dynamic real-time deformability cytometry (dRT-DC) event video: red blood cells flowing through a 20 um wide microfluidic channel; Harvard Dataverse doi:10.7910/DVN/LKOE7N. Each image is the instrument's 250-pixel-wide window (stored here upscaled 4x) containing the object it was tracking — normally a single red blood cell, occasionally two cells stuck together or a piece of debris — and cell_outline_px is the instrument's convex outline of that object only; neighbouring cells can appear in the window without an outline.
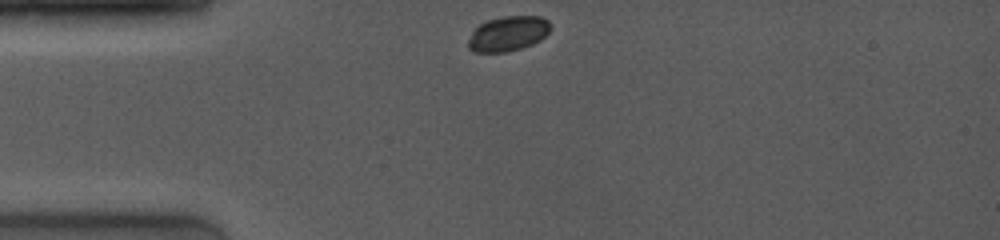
{"species": "common noctule bat (a hibernating species)", "species_latin": "Nyctalus noctula", "temperature_condition": "room temperature", "stored_images_in_passage": 10, "camera_frame_rate_fps": 4000, "um_per_image_px": 0.085, "animal": {"sex": "female", "body_mass_g": 19.0, "forearm_length_mm": 53.3}, "frame": {"image": 1, "passage_image": 1, "time_ms": 0.0, "image_size_px": [1000, 240], "cell_outline_px": [[552, 28], [540, 40], [532, 44], [508, 52], [472, 52], [468, 48], [468, 40], [472, 32], [480, 24], [488, 20], [504, 16], [540, 16], [548, 20], [552, 24]], "centroid_in_image_um": [43.19, 2.86], "position_along_channel_um": 41.8, "area_um2": 16.82}}
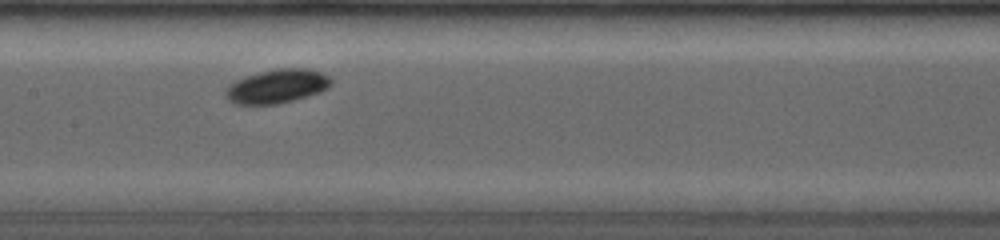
{"frame": {"image": 2, "passage_image": 7, "time_ms": 4.25, "image_size_px": [1000, 240], "cell_outline_px": [[332, 84], [328, 88], [320, 92], [292, 100], [276, 104], [236, 104], [228, 100], [224, 96], [224, 92], [228, 84], [244, 76], [260, 72], [280, 68], [304, 68], [320, 72], [332, 76]], "centroid_in_image_um": [23.54, 7.32], "position_along_channel_um": 183.9, "area_um2": 20.92}}